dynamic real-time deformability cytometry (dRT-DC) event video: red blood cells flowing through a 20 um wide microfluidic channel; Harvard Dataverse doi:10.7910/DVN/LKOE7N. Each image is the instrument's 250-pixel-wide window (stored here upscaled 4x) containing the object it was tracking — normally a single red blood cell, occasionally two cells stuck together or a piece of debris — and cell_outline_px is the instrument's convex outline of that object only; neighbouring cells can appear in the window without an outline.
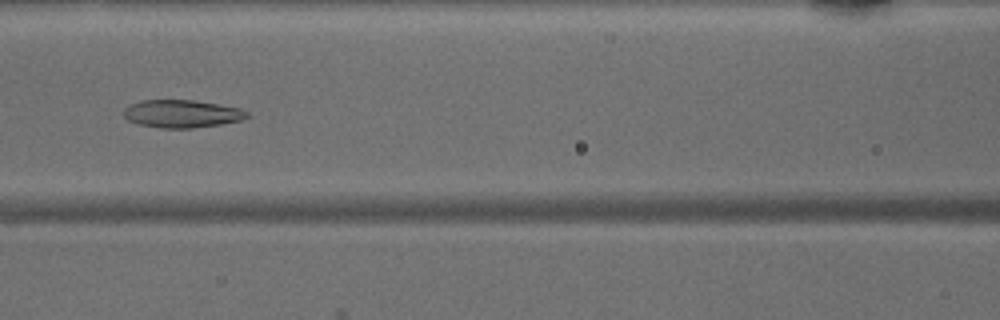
{"species": "common noctule bat (a hibernating species)", "species_latin": "Nyctalus noctula", "temperature_condition": "warm", "stored_images_in_passage": 33, "camera_frame_rate_fps": 3000, "um_per_image_px": 0.085, "animal": {"sex": "male", "body_mass_g": 15.6}, "frame": {"image": 1, "passage_image": 9, "time_ms": 2.667, "image_size_px": [1000, 320], "cell_outline_px": [[248, 116], [240, 120], [220, 124], [192, 128], [160, 128], [136, 124], [128, 120], [124, 116], [124, 108], [128, 104], [140, 100], [196, 100], [220, 104], [240, 108], [248, 112]], "centroid_in_image_um": [15.41, 9.66], "position_along_channel_um": 151.2, "area_um2": 20.11}}
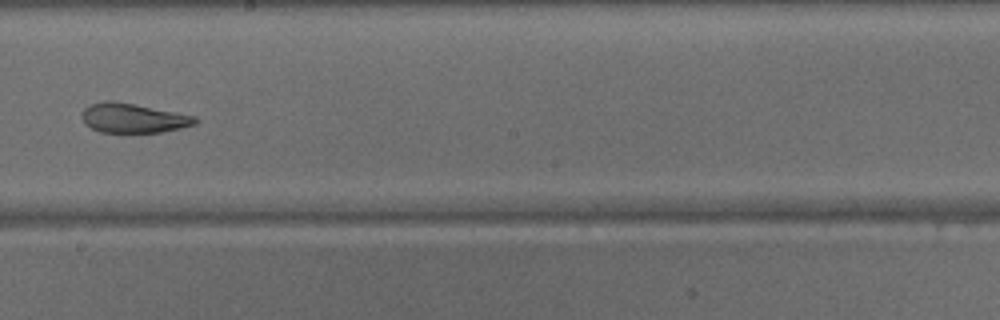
{"frame": {"image": 2, "passage_image": 15, "time_ms": 4.667, "image_size_px": [1000, 320], "cell_outline_px": [[200, 120], [196, 124], [180, 128], [160, 132], [100, 132], [84, 124], [80, 116], [84, 108], [92, 104], [104, 100], [112, 100], [136, 104], [196, 116]], "centroid_in_image_um": [11.31, 10.03], "position_along_channel_um": 236.9, "area_um2": 19.59}}
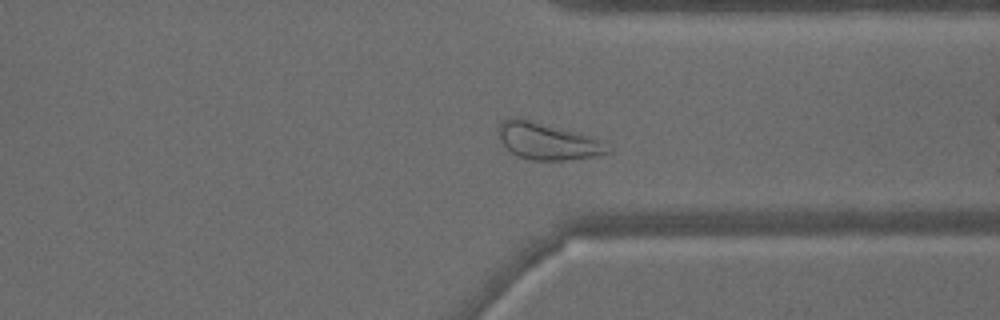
{"frame": {"image": 3, "passage_image": 21, "time_ms": 6.667, "image_size_px": [1000, 320], "cell_outline_px": [[612, 152], [596, 156], [568, 160], [532, 160], [516, 156], [500, 140], [496, 132], [496, 128], [508, 116], [520, 116], [580, 132], [600, 140], [612, 148]], "centroid_in_image_um": [46.52, 11.96], "position_along_channel_um": 364.9, "area_um2": 24.16}}